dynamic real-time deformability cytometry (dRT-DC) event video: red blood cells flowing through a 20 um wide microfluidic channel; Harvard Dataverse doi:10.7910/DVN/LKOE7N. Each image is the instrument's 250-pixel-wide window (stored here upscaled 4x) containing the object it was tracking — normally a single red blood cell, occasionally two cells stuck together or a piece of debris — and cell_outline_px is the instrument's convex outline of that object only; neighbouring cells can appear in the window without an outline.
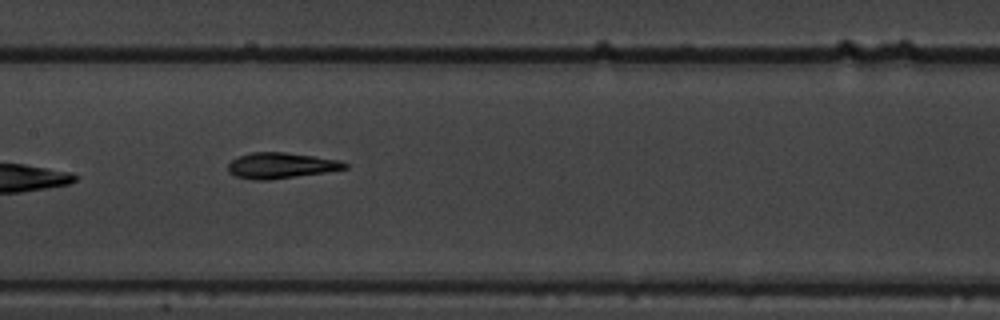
{"species": "common noctule bat (a hibernating species)", "species_latin": "Nyctalus noctula", "temperature_condition": "warm", "stored_images_in_passage": 9, "camera_frame_rate_fps": 3000, "um_per_image_px": 0.085, "animal": {"sex": "male", "body_mass_g": 19.5, "forearm_length_mm": 54.6}, "frame": {"image": 1, "passage_image": 8, "time_ms": 2.333, "image_size_px": [1000, 320], "cell_outline_px": [[348, 168], [324, 172], [268, 180], [252, 180], [236, 176], [228, 172], [228, 164], [236, 156], [252, 152], [284, 152], [340, 160], [348, 164]], "centroid_in_image_um": [23.84, 14.06], "position_along_channel_um": 183.6, "area_um2": 17.46}}